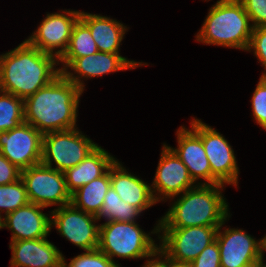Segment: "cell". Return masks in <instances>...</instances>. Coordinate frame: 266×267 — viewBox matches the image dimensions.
<instances>
[{
  "label": "cell",
  "mask_w": 266,
  "mask_h": 267,
  "mask_svg": "<svg viewBox=\"0 0 266 267\" xmlns=\"http://www.w3.org/2000/svg\"><path fill=\"white\" fill-rule=\"evenodd\" d=\"M197 185L192 180L185 164L170 146L163 144L155 178L151 184L156 202L165 201L169 198L174 200L184 191L192 189Z\"/></svg>",
  "instance_id": "5bb4252c"
},
{
  "label": "cell",
  "mask_w": 266,
  "mask_h": 267,
  "mask_svg": "<svg viewBox=\"0 0 266 267\" xmlns=\"http://www.w3.org/2000/svg\"><path fill=\"white\" fill-rule=\"evenodd\" d=\"M59 60L26 40L0 55V90L23 100L61 74Z\"/></svg>",
  "instance_id": "6da1fadb"
},
{
  "label": "cell",
  "mask_w": 266,
  "mask_h": 267,
  "mask_svg": "<svg viewBox=\"0 0 266 267\" xmlns=\"http://www.w3.org/2000/svg\"><path fill=\"white\" fill-rule=\"evenodd\" d=\"M97 143L83 135L78 127L43 134L42 160L45 166L65 172L78 165L96 147ZM55 163V167L52 166Z\"/></svg>",
  "instance_id": "8992f818"
},
{
  "label": "cell",
  "mask_w": 266,
  "mask_h": 267,
  "mask_svg": "<svg viewBox=\"0 0 266 267\" xmlns=\"http://www.w3.org/2000/svg\"><path fill=\"white\" fill-rule=\"evenodd\" d=\"M252 49L265 70L261 77L266 78V27L253 28L247 51L251 52Z\"/></svg>",
  "instance_id": "f1b7e54d"
},
{
  "label": "cell",
  "mask_w": 266,
  "mask_h": 267,
  "mask_svg": "<svg viewBox=\"0 0 266 267\" xmlns=\"http://www.w3.org/2000/svg\"><path fill=\"white\" fill-rule=\"evenodd\" d=\"M225 185H197L184 191L158 220V228L220 226L230 216L222 190Z\"/></svg>",
  "instance_id": "3957f363"
},
{
  "label": "cell",
  "mask_w": 266,
  "mask_h": 267,
  "mask_svg": "<svg viewBox=\"0 0 266 267\" xmlns=\"http://www.w3.org/2000/svg\"><path fill=\"white\" fill-rule=\"evenodd\" d=\"M260 241V245H259V248H260V266L261 267H264V250L266 251V235L259 240Z\"/></svg>",
  "instance_id": "836d02e7"
},
{
  "label": "cell",
  "mask_w": 266,
  "mask_h": 267,
  "mask_svg": "<svg viewBox=\"0 0 266 267\" xmlns=\"http://www.w3.org/2000/svg\"><path fill=\"white\" fill-rule=\"evenodd\" d=\"M177 148L170 147L187 167L192 180L196 183L200 179L204 183L198 185H212V173L201 137L191 128L179 127L177 130Z\"/></svg>",
  "instance_id": "e0dca14e"
},
{
  "label": "cell",
  "mask_w": 266,
  "mask_h": 267,
  "mask_svg": "<svg viewBox=\"0 0 266 267\" xmlns=\"http://www.w3.org/2000/svg\"><path fill=\"white\" fill-rule=\"evenodd\" d=\"M142 212L123 201L116 191L110 186L104 197V203L100 213L97 215L100 221L104 218L107 221H118V222H136L138 216Z\"/></svg>",
  "instance_id": "603a6c76"
},
{
  "label": "cell",
  "mask_w": 266,
  "mask_h": 267,
  "mask_svg": "<svg viewBox=\"0 0 266 267\" xmlns=\"http://www.w3.org/2000/svg\"><path fill=\"white\" fill-rule=\"evenodd\" d=\"M11 267H62L63 254L47 237L11 241Z\"/></svg>",
  "instance_id": "ac0fdd59"
},
{
  "label": "cell",
  "mask_w": 266,
  "mask_h": 267,
  "mask_svg": "<svg viewBox=\"0 0 266 267\" xmlns=\"http://www.w3.org/2000/svg\"><path fill=\"white\" fill-rule=\"evenodd\" d=\"M192 267H221L217 240L210 243L191 263Z\"/></svg>",
  "instance_id": "4dcf8cb0"
},
{
  "label": "cell",
  "mask_w": 266,
  "mask_h": 267,
  "mask_svg": "<svg viewBox=\"0 0 266 267\" xmlns=\"http://www.w3.org/2000/svg\"><path fill=\"white\" fill-rule=\"evenodd\" d=\"M62 267H120V264L114 263L97 248L75 256L69 263L65 261L63 255Z\"/></svg>",
  "instance_id": "4316f807"
},
{
  "label": "cell",
  "mask_w": 266,
  "mask_h": 267,
  "mask_svg": "<svg viewBox=\"0 0 266 267\" xmlns=\"http://www.w3.org/2000/svg\"><path fill=\"white\" fill-rule=\"evenodd\" d=\"M226 220L217 229L221 267H261L260 241L242 229L224 228Z\"/></svg>",
  "instance_id": "9a60e30c"
},
{
  "label": "cell",
  "mask_w": 266,
  "mask_h": 267,
  "mask_svg": "<svg viewBox=\"0 0 266 267\" xmlns=\"http://www.w3.org/2000/svg\"><path fill=\"white\" fill-rule=\"evenodd\" d=\"M191 128L201 137L207 159L212 173V185L228 184L238 186L239 167L237 165L234 150L225 139L214 128L193 119L190 122Z\"/></svg>",
  "instance_id": "ba28073f"
},
{
  "label": "cell",
  "mask_w": 266,
  "mask_h": 267,
  "mask_svg": "<svg viewBox=\"0 0 266 267\" xmlns=\"http://www.w3.org/2000/svg\"><path fill=\"white\" fill-rule=\"evenodd\" d=\"M83 91L62 73L24 100L25 122L42 134L77 128Z\"/></svg>",
  "instance_id": "7a4b0ae2"
},
{
  "label": "cell",
  "mask_w": 266,
  "mask_h": 267,
  "mask_svg": "<svg viewBox=\"0 0 266 267\" xmlns=\"http://www.w3.org/2000/svg\"><path fill=\"white\" fill-rule=\"evenodd\" d=\"M170 267H192V265L191 263L176 262L170 258Z\"/></svg>",
  "instance_id": "e575fe53"
},
{
  "label": "cell",
  "mask_w": 266,
  "mask_h": 267,
  "mask_svg": "<svg viewBox=\"0 0 266 267\" xmlns=\"http://www.w3.org/2000/svg\"><path fill=\"white\" fill-rule=\"evenodd\" d=\"M254 28L266 27V0H240Z\"/></svg>",
  "instance_id": "f546056e"
},
{
  "label": "cell",
  "mask_w": 266,
  "mask_h": 267,
  "mask_svg": "<svg viewBox=\"0 0 266 267\" xmlns=\"http://www.w3.org/2000/svg\"><path fill=\"white\" fill-rule=\"evenodd\" d=\"M80 20L89 28L99 52L119 53L127 26L108 16L80 12Z\"/></svg>",
  "instance_id": "44dd1931"
},
{
  "label": "cell",
  "mask_w": 266,
  "mask_h": 267,
  "mask_svg": "<svg viewBox=\"0 0 266 267\" xmlns=\"http://www.w3.org/2000/svg\"><path fill=\"white\" fill-rule=\"evenodd\" d=\"M59 62L63 67H59L61 73L80 90L84 91V81L88 78L102 76L107 73L135 69L145 66L147 63L128 60L120 53L97 52L80 58H60ZM71 69L73 72L68 71ZM77 74V75H75Z\"/></svg>",
  "instance_id": "8fae6325"
},
{
  "label": "cell",
  "mask_w": 266,
  "mask_h": 267,
  "mask_svg": "<svg viewBox=\"0 0 266 267\" xmlns=\"http://www.w3.org/2000/svg\"><path fill=\"white\" fill-rule=\"evenodd\" d=\"M99 52L89 28L79 19L73 27L67 50L61 58H80Z\"/></svg>",
  "instance_id": "d4e9b609"
},
{
  "label": "cell",
  "mask_w": 266,
  "mask_h": 267,
  "mask_svg": "<svg viewBox=\"0 0 266 267\" xmlns=\"http://www.w3.org/2000/svg\"><path fill=\"white\" fill-rule=\"evenodd\" d=\"M62 12L47 14L37 30L25 39L30 45L58 60L68 48L73 27L80 19L81 11L69 9Z\"/></svg>",
  "instance_id": "7c38bea8"
},
{
  "label": "cell",
  "mask_w": 266,
  "mask_h": 267,
  "mask_svg": "<svg viewBox=\"0 0 266 267\" xmlns=\"http://www.w3.org/2000/svg\"><path fill=\"white\" fill-rule=\"evenodd\" d=\"M42 146L43 134L29 123L0 132V153L20 170L41 163Z\"/></svg>",
  "instance_id": "4fadbf2b"
},
{
  "label": "cell",
  "mask_w": 266,
  "mask_h": 267,
  "mask_svg": "<svg viewBox=\"0 0 266 267\" xmlns=\"http://www.w3.org/2000/svg\"><path fill=\"white\" fill-rule=\"evenodd\" d=\"M154 227L151 234H159V247L173 261L182 263H192L215 240L219 228V226L158 228V224Z\"/></svg>",
  "instance_id": "52a82bcc"
},
{
  "label": "cell",
  "mask_w": 266,
  "mask_h": 267,
  "mask_svg": "<svg viewBox=\"0 0 266 267\" xmlns=\"http://www.w3.org/2000/svg\"><path fill=\"white\" fill-rule=\"evenodd\" d=\"M29 203L27 197V191L22 179L17 181L0 185V216L2 217L3 213L6 216L8 213L19 209Z\"/></svg>",
  "instance_id": "484cf974"
},
{
  "label": "cell",
  "mask_w": 266,
  "mask_h": 267,
  "mask_svg": "<svg viewBox=\"0 0 266 267\" xmlns=\"http://www.w3.org/2000/svg\"><path fill=\"white\" fill-rule=\"evenodd\" d=\"M21 179L30 203L62 207L71 203L64 172L40 163L21 170Z\"/></svg>",
  "instance_id": "9c48e42d"
},
{
  "label": "cell",
  "mask_w": 266,
  "mask_h": 267,
  "mask_svg": "<svg viewBox=\"0 0 266 267\" xmlns=\"http://www.w3.org/2000/svg\"><path fill=\"white\" fill-rule=\"evenodd\" d=\"M253 25L240 0H218L196 35V41L248 50Z\"/></svg>",
  "instance_id": "277c9868"
},
{
  "label": "cell",
  "mask_w": 266,
  "mask_h": 267,
  "mask_svg": "<svg viewBox=\"0 0 266 267\" xmlns=\"http://www.w3.org/2000/svg\"><path fill=\"white\" fill-rule=\"evenodd\" d=\"M52 226L60 235L84 251L99 245V224L96 215L75 208L71 203L50 211Z\"/></svg>",
  "instance_id": "30bf717a"
},
{
  "label": "cell",
  "mask_w": 266,
  "mask_h": 267,
  "mask_svg": "<svg viewBox=\"0 0 266 267\" xmlns=\"http://www.w3.org/2000/svg\"><path fill=\"white\" fill-rule=\"evenodd\" d=\"M21 178V170L0 153V185L11 184Z\"/></svg>",
  "instance_id": "1f68e13d"
},
{
  "label": "cell",
  "mask_w": 266,
  "mask_h": 267,
  "mask_svg": "<svg viewBox=\"0 0 266 267\" xmlns=\"http://www.w3.org/2000/svg\"><path fill=\"white\" fill-rule=\"evenodd\" d=\"M255 123L266 128V78L260 77L251 99Z\"/></svg>",
  "instance_id": "83f0119b"
},
{
  "label": "cell",
  "mask_w": 266,
  "mask_h": 267,
  "mask_svg": "<svg viewBox=\"0 0 266 267\" xmlns=\"http://www.w3.org/2000/svg\"><path fill=\"white\" fill-rule=\"evenodd\" d=\"M110 186L123 201L141 212L157 203L151 185L128 172L118 160L110 167Z\"/></svg>",
  "instance_id": "d6986e66"
},
{
  "label": "cell",
  "mask_w": 266,
  "mask_h": 267,
  "mask_svg": "<svg viewBox=\"0 0 266 267\" xmlns=\"http://www.w3.org/2000/svg\"><path fill=\"white\" fill-rule=\"evenodd\" d=\"M146 259L147 261L142 267H170V257L160 247Z\"/></svg>",
  "instance_id": "d6a6232c"
},
{
  "label": "cell",
  "mask_w": 266,
  "mask_h": 267,
  "mask_svg": "<svg viewBox=\"0 0 266 267\" xmlns=\"http://www.w3.org/2000/svg\"><path fill=\"white\" fill-rule=\"evenodd\" d=\"M23 122L24 100L0 90V132L9 131Z\"/></svg>",
  "instance_id": "cb8c5ba5"
},
{
  "label": "cell",
  "mask_w": 266,
  "mask_h": 267,
  "mask_svg": "<svg viewBox=\"0 0 266 267\" xmlns=\"http://www.w3.org/2000/svg\"><path fill=\"white\" fill-rule=\"evenodd\" d=\"M46 208L34 203L16 209L2 218V228L11 230V241L45 238L51 231V217L43 213Z\"/></svg>",
  "instance_id": "2e32d148"
},
{
  "label": "cell",
  "mask_w": 266,
  "mask_h": 267,
  "mask_svg": "<svg viewBox=\"0 0 266 267\" xmlns=\"http://www.w3.org/2000/svg\"><path fill=\"white\" fill-rule=\"evenodd\" d=\"M110 188V168L101 177L77 189L71 194V204L84 212L98 215L104 203V197Z\"/></svg>",
  "instance_id": "7402d4cb"
},
{
  "label": "cell",
  "mask_w": 266,
  "mask_h": 267,
  "mask_svg": "<svg viewBox=\"0 0 266 267\" xmlns=\"http://www.w3.org/2000/svg\"><path fill=\"white\" fill-rule=\"evenodd\" d=\"M115 161V157L98 145L78 165L64 172L67 191L72 194L85 184L103 176Z\"/></svg>",
  "instance_id": "ffe728a7"
},
{
  "label": "cell",
  "mask_w": 266,
  "mask_h": 267,
  "mask_svg": "<svg viewBox=\"0 0 266 267\" xmlns=\"http://www.w3.org/2000/svg\"><path fill=\"white\" fill-rule=\"evenodd\" d=\"M0 229H2V217L0 216Z\"/></svg>",
  "instance_id": "d590c367"
},
{
  "label": "cell",
  "mask_w": 266,
  "mask_h": 267,
  "mask_svg": "<svg viewBox=\"0 0 266 267\" xmlns=\"http://www.w3.org/2000/svg\"><path fill=\"white\" fill-rule=\"evenodd\" d=\"M136 222L107 221L99 225L98 249L114 263V257L142 259L151 255L159 246Z\"/></svg>",
  "instance_id": "5b68a950"
}]
</instances>
